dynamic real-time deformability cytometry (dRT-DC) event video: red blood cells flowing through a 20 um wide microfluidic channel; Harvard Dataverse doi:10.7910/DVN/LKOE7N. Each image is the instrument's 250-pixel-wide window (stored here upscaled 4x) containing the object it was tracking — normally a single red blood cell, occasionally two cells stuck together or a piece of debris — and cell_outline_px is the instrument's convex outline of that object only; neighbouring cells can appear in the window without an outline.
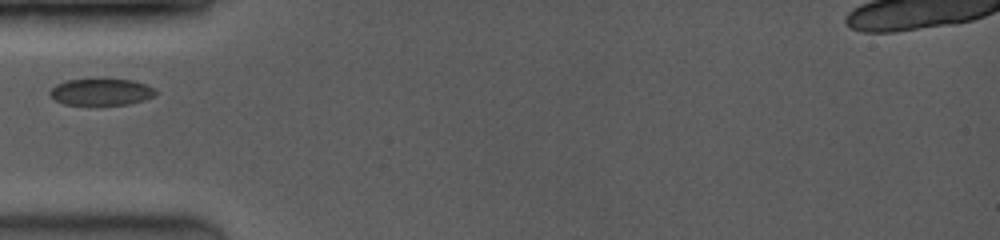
{"species": "common noctule bat (a hibernating species)", "species_latin": "Nyctalus noctula", "temperature_condition": "room temperature", "stored_images_in_passage": 26, "camera_frame_rate_fps": 3500, "um_per_image_px": 0.085, "animal": {"sex": "female", "body_mass_g": 19.0, "forearm_length_mm": 53.3}, "frame": {"image": 1, "passage_image": 1, "time_ms": 0.0, "image_size_px": [1000, 240], "cell_outline_px": [[156, 96], [144, 100], [128, 104], [100, 108], [64, 104], [56, 100], [48, 92], [56, 84], [64, 80], [100, 76], [132, 80], [144, 84], [152, 88], [156, 92]], "centroid_in_image_um": [8.56, 7.82], "position_along_channel_um": 76.4, "area_um2": 17.92}}
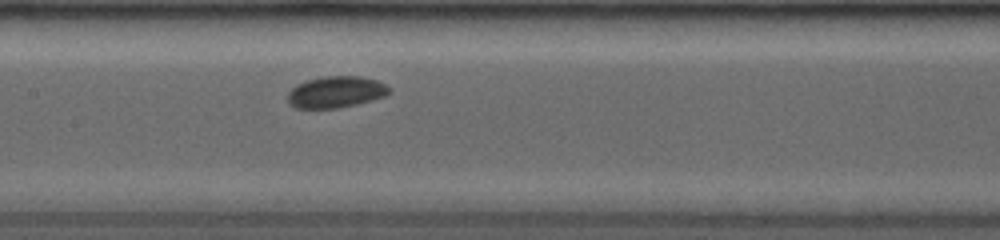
{"frame": {"image": 2, "passage_image": 16, "time_ms": 2.571, "image_size_px": [1000, 240], "cell_outline_px": [[392, 92], [384, 96], [372, 100], [356, 104], [336, 108], [296, 108], [288, 100], [288, 92], [296, 84], [308, 80], [324, 76], [360, 76], [376, 80], [392, 88]], "centroid_in_image_um": [28.58, 7.81], "position_along_channel_um": 178.8, "area_um2": 18.55}}